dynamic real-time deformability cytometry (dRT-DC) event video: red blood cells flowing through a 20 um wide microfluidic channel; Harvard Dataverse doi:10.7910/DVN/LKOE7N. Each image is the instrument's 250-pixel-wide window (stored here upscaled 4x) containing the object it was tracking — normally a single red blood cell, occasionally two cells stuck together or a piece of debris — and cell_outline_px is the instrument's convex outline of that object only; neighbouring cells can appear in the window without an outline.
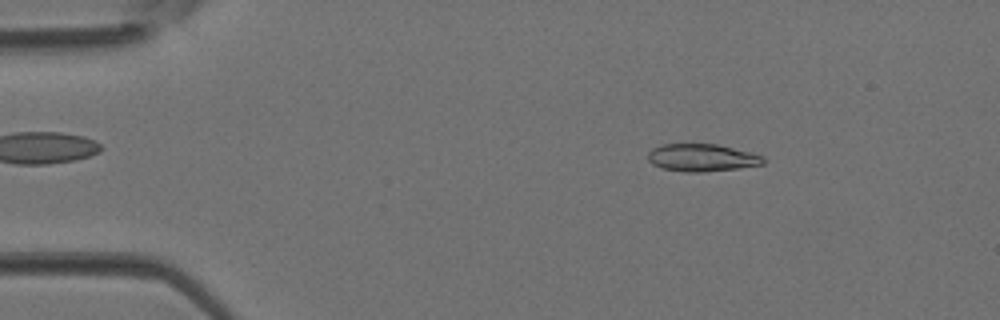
{"species": "Egyptian fruit bat (a non-hibernating species)", "species_latin": "Rousettus aegyptiacus", "temperature_condition": "room temperature", "stored_images_in_passage": 2, "camera_frame_rate_fps": 3000, "um_per_image_px": 0.085, "animal": {"sex": "female"}, "frame": {"image": 1, "passage_image": 1, "time_ms": 0.0, "image_size_px": [1000, 320], "cell_outline_px": [[764, 164], [736, 168], [704, 172], [688, 172], [660, 168], [652, 164], [648, 160], [648, 152], [652, 148], [660, 144], [716, 144], [752, 152], [764, 156]], "centroid_in_image_um": [59.64, 13.39], "position_along_channel_um": 25.4, "area_um2": 18.55}}